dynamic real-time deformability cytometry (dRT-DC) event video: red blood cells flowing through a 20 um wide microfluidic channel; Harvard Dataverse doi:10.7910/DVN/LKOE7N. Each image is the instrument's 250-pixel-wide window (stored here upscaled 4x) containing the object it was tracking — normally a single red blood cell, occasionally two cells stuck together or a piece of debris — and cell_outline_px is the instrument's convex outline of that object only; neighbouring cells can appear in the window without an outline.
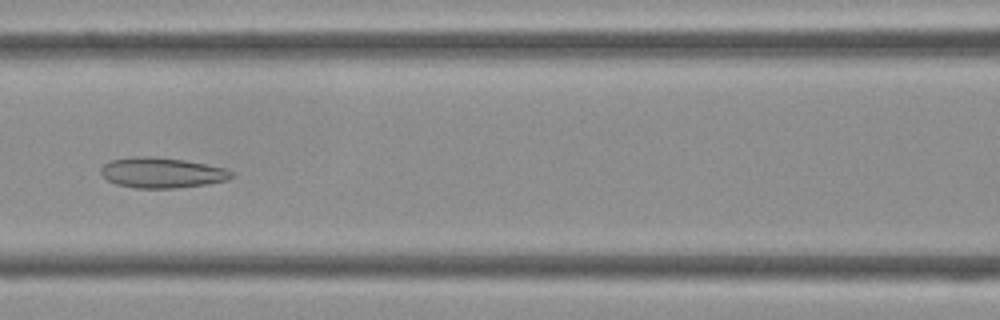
{"species": "Egyptian fruit bat (a non-hibernating species)", "species_latin": "Rousettus aegyptiacus", "temperature_condition": "cold", "stored_images_in_passage": 33, "camera_frame_rate_fps": 3000, "um_per_image_px": 0.085, "frame": {"image": 1, "passage_image": 9, "time_ms": 2.667, "image_size_px": [1000, 320], "cell_outline_px": [[236, 176], [228, 180], [208, 184], [176, 188], [136, 188], [116, 184], [108, 180], [100, 172], [100, 168], [104, 164], [112, 160], [132, 156], [148, 156], [184, 160], [224, 168], [232, 172]], "centroid_in_image_um": [13.77, 14.68], "position_along_channel_um": 152.8, "area_um2": 23.12}}
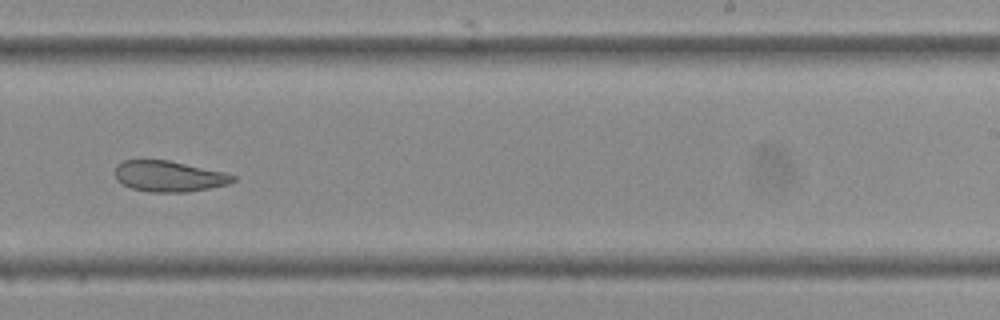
{"frame": {"image": 2, "passage_image": 17, "time_ms": 5.333, "image_size_px": [1000, 320], "cell_outline_px": [[236, 180], [228, 184], [188, 192], [148, 192], [132, 188], [116, 180], [116, 164], [124, 160], [168, 160], [224, 172], [236, 176]], "centroid_in_image_um": [14.36, 14.98], "position_along_channel_um": 274.6, "area_um2": 21.1}}
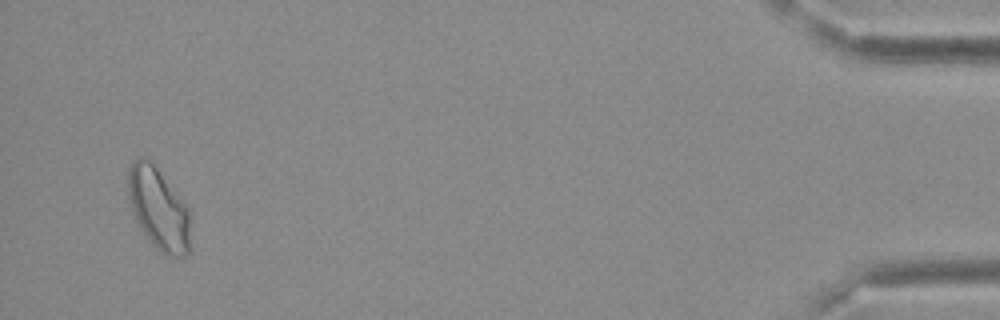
{"frame": {"image": 3, "passage_image": 32, "time_ms": 10.333, "image_size_px": [1000, 320], "cell_outline_px": [[192, 248], [184, 256], [164, 256], [148, 240], [140, 228], [132, 212], [128, 196], [128, 168], [140, 156], [144, 156], [156, 168], [188, 208]], "centroid_in_image_um": [13.48, 17.82], "position_along_channel_um": 421.7, "area_um2": 29.71}}